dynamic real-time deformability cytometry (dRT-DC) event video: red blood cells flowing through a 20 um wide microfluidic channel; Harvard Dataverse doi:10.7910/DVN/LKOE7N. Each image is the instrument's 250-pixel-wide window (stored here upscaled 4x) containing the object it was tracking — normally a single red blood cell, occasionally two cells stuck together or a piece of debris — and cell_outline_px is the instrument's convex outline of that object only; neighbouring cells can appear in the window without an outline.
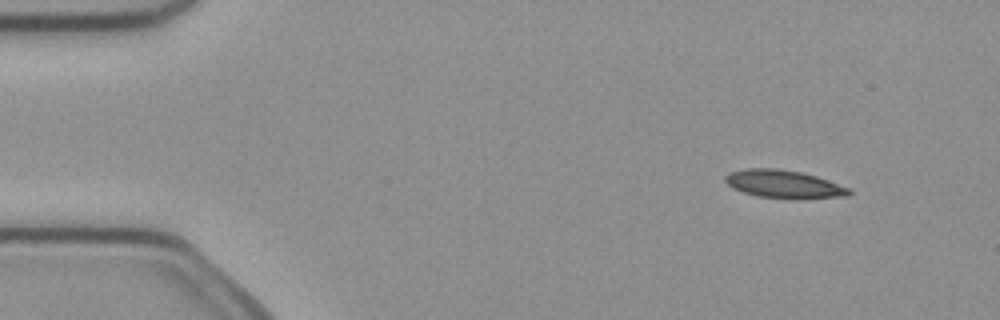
{"species": "common noctule bat (a hibernating species)", "species_latin": "Nyctalus noctula", "temperature_condition": "cold", "stored_images_in_passage": 7, "camera_frame_rate_fps": 3000, "um_per_image_px": 0.085, "animal": {"sex": "female", "body_mass_g": 21.9}, "frame": {"image": 1, "passage_image": 2, "time_ms": 0.333, "image_size_px": [1000, 320], "cell_outline_px": [[852, 192], [848, 196], [756, 196], [732, 188], [724, 180], [724, 176], [728, 172], [744, 168], [776, 168], [800, 172], [816, 176], [852, 188]], "centroid_in_image_um": [66.55, 15.59], "position_along_channel_um": 18.4, "area_um2": 19.36}}
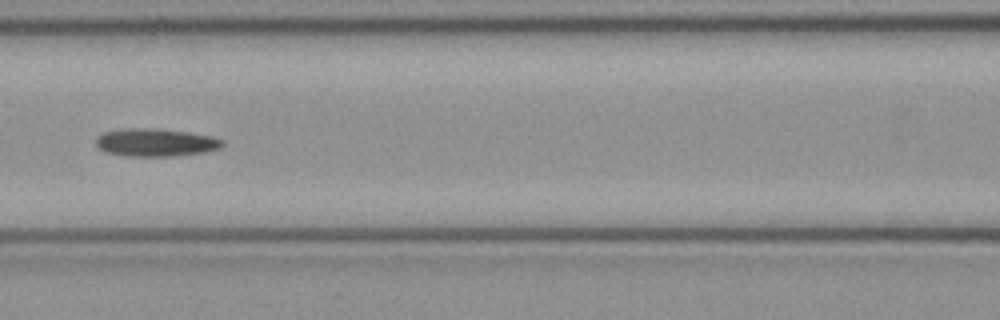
{"frame": {"image": 2, "passage_image": 7, "time_ms": 2.0, "image_size_px": [1000, 320], "cell_outline_px": [[224, 144], [220, 148], [204, 152], [172, 156], [128, 156], [104, 152], [96, 144], [96, 136], [104, 132], [120, 128], [152, 128], [188, 132], [212, 136], [224, 140]], "centroid_in_image_um": [13.21, 12.1], "position_along_channel_um": 153.4, "area_um2": 20.63}}